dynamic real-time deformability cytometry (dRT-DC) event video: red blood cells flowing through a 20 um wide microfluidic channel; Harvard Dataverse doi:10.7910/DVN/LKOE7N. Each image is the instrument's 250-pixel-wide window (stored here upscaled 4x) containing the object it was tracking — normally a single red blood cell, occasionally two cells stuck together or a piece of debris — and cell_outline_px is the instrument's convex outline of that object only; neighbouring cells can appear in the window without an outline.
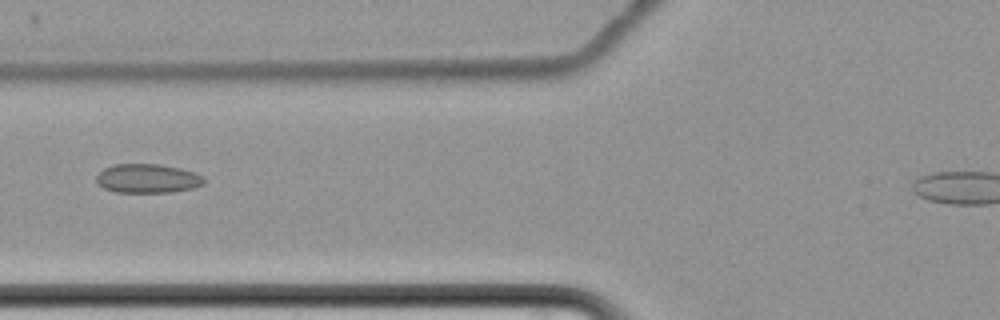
{"species": "common noctule bat (a hibernating species)", "species_latin": "Nyctalus noctula", "temperature_condition": "cold", "stored_images_in_passage": 4, "camera_frame_rate_fps": 3000, "um_per_image_px": 0.085, "animal": {"sex": "female", "body_mass_g": 22.7, "forearm_length_mm": 54.2}, "frame": {"image": 1, "passage_image": 3, "time_ms": 3.333, "image_size_px": [1000, 320], "cell_outline_px": [[204, 184], [192, 188], [172, 192], [116, 192], [104, 188], [96, 180], [96, 176], [104, 168], [112, 164], [156, 164], [180, 168], [204, 176]], "centroid_in_image_um": [12.54, 15.17], "position_along_channel_um": 113.3, "area_um2": 18.09}}
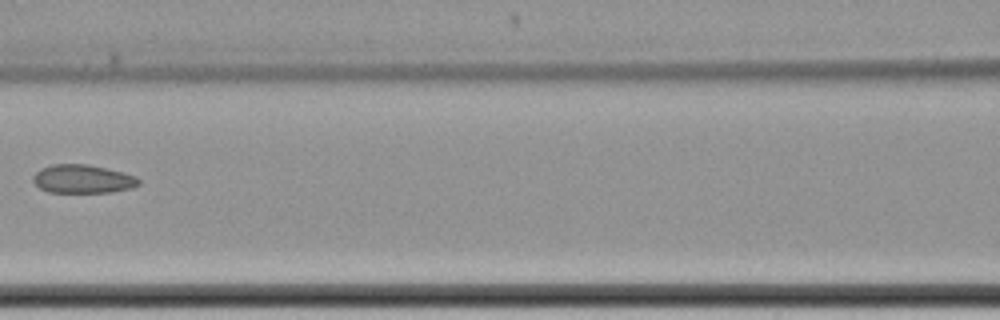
{"frame": {"image": 2, "passage_image": 4, "time_ms": 4.667, "image_size_px": [1000, 320], "cell_outline_px": [[140, 184], [132, 188], [112, 192], [48, 192], [40, 188], [32, 180], [32, 176], [40, 168], [52, 164], [88, 164], [124, 172], [136, 176], [140, 180]], "centroid_in_image_um": [7.04, 15.21], "position_along_channel_um": 159.6, "area_um2": 17.69}}